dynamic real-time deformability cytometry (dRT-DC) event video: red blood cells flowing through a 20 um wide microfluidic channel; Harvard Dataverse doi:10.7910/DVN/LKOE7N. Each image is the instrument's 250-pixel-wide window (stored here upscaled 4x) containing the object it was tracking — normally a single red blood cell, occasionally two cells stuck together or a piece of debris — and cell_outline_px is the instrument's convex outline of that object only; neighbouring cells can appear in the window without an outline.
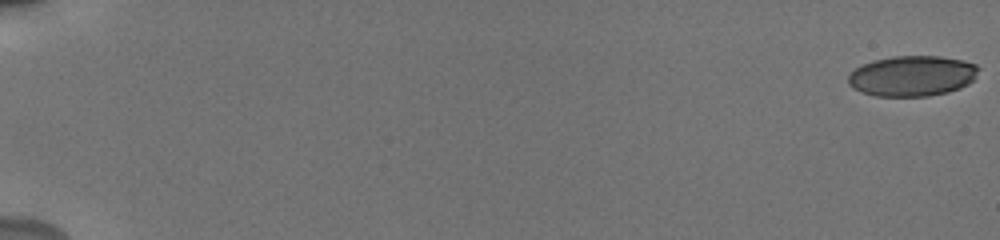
{"species": "human", "species_latin": "Homo sapiens", "temperature_condition": "cold", "stored_images_in_passage": 56, "camera_frame_rate_fps": 3000, "um_per_image_px": 0.085, "donor": {"sex": "male"}, "frame": {"image": 1, "passage_image": 1, "time_ms": 0.0, "image_size_px": [1000, 240], "cell_outline_px": [[980, 68], [972, 80], [968, 84], [960, 88], [948, 92], [928, 96], [876, 96], [860, 92], [852, 88], [848, 84], [848, 76], [856, 68], [864, 64], [876, 60], [892, 56], [940, 56], [964, 60], [976, 64]], "centroid_in_image_um": [77.54, 6.46], "position_along_channel_um": 7.5, "area_um2": 30.81}}
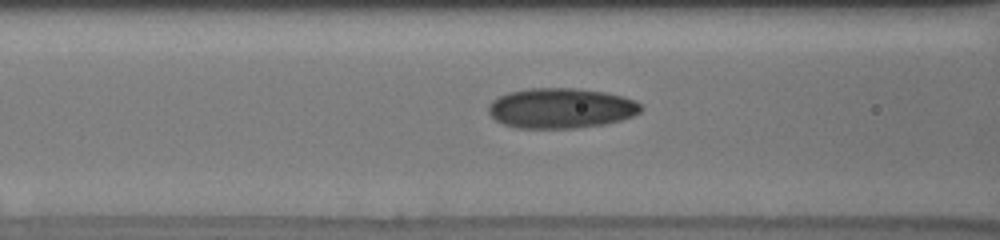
{"frame": {"image": 2, "passage_image": 26, "time_ms": 8.333, "image_size_px": [1000, 240], "cell_outline_px": [[644, 108], [640, 112], [632, 116], [620, 120], [604, 124], [576, 128], [516, 128], [504, 124], [496, 120], [488, 112], [488, 104], [492, 100], [508, 92], [528, 88], [576, 88], [604, 92], [624, 96], [636, 100]], "centroid_in_image_um": [47.69, 9.19], "position_along_channel_um": 118.9, "area_um2": 35.89}}
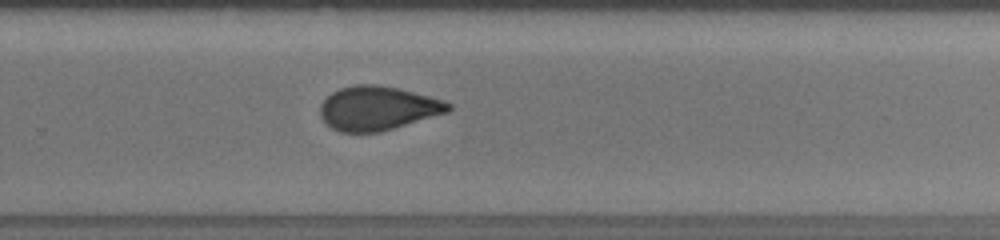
{"frame": {"image": 3, "passage_image": 40, "time_ms": 13.0, "image_size_px": [1000, 240], "cell_outline_px": [[452, 108], [448, 112], [380, 132], [340, 132], [332, 128], [320, 116], [320, 104], [332, 92], [340, 88], [356, 84], [380, 84], [400, 88], [444, 100], [452, 104]], "centroid_in_image_um": [32.11, 9.18], "position_along_channel_um": 297.7, "area_um2": 32.95}, "authors_computed_cell_mechanics": {"area_um2": 32.946, "velocity_mm_per_s": 3.8386, "shape_relaxation_time_tau1_ms": null, "shape_relaxation_time_tau2_ms": 1.6283, "deformation_change_tau1": null, "deformation_change_tau2": 0.0726}}